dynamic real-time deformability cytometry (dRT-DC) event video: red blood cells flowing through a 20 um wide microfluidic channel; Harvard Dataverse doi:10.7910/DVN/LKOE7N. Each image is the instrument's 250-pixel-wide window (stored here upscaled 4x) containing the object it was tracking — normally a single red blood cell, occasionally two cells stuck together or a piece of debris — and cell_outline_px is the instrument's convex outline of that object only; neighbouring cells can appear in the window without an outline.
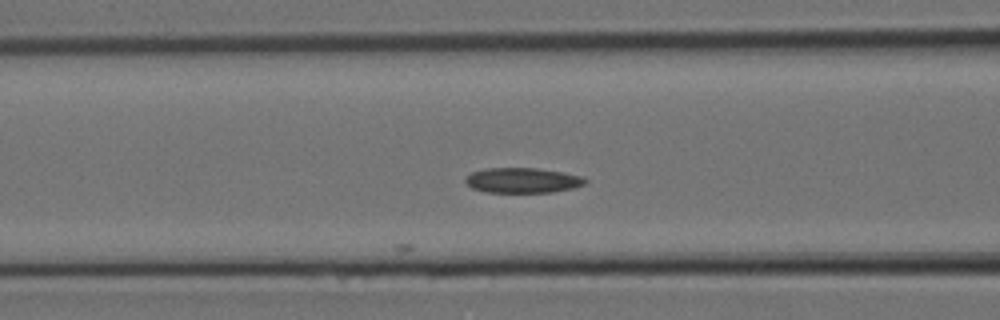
{"species": "Egyptian fruit bat (a non-hibernating species)", "species_latin": "Rousettus aegyptiacus", "temperature_condition": "room temperature", "stored_images_in_passage": 9, "camera_frame_rate_fps": 3000, "um_per_image_px": 0.085, "animal": {"sex": "female"}, "frame": {"image": 1, "passage_image": 7, "time_ms": 2.0, "image_size_px": [1000, 320], "cell_outline_px": [[588, 180], [584, 184], [572, 188], [552, 192], [488, 192], [472, 188], [464, 180], [464, 176], [472, 172], [484, 168], [536, 168], [564, 172], [584, 176]], "centroid_in_image_um": [44.42, 15.32], "position_along_channel_um": 122.2, "area_um2": 17.63}}